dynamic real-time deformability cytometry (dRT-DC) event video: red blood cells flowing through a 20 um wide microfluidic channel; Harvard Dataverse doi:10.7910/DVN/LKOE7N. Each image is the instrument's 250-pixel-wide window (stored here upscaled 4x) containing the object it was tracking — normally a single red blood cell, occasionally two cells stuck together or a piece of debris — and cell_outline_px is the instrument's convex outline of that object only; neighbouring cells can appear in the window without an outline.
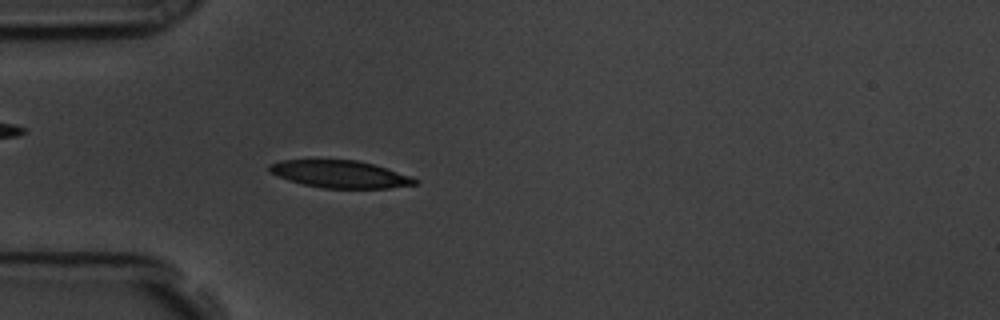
{"species": "common noctule bat (a hibernating species)", "species_latin": "Nyctalus noctula", "temperature_condition": "room temperature", "stored_images_in_passage": 56, "camera_frame_rate_fps": 3000, "um_per_image_px": 0.085, "animal": {"sex": "male", "body_mass_g": 19.5, "forearm_length_mm": 54.6}, "frame": {"image": 1, "passage_image": 15, "time_ms": 4.667, "image_size_px": [1000, 320], "cell_outline_px": [[420, 180], [416, 184], [388, 188], [324, 188], [304, 184], [288, 180], [268, 172], [268, 164], [280, 160], [356, 160], [372, 164], [412, 176]], "centroid_in_image_um": [28.89, 14.8], "position_along_channel_um": 56.1, "area_um2": 23.12}}
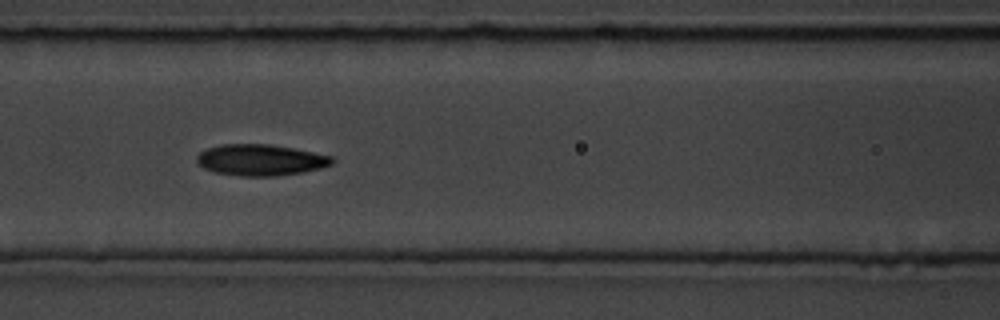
{"frame": {"image": 2, "passage_image": 23, "time_ms": 7.333, "image_size_px": [1000, 320], "cell_outline_px": [[336, 160], [332, 164], [320, 168], [304, 172], [276, 176], [240, 176], [216, 172], [204, 168], [196, 164], [196, 156], [200, 152], [208, 148], [220, 144], [268, 144], [292, 148], [332, 156]], "centroid_in_image_um": [22.13, 13.6], "position_along_channel_um": 144.5, "area_um2": 24.68}}
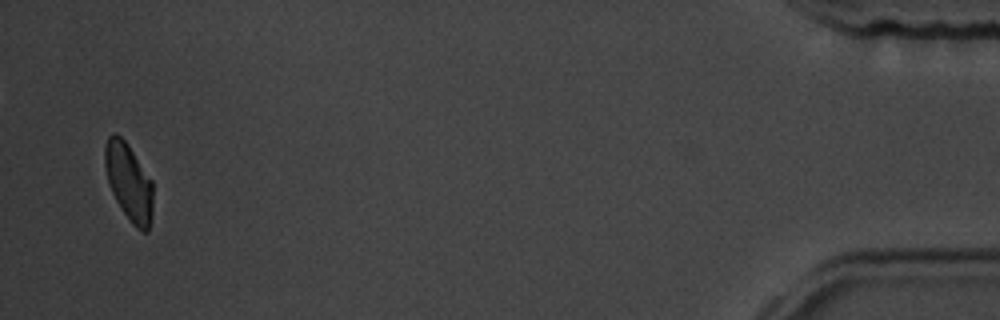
{"frame": {"image": 3, "passage_image": 54, "time_ms": 17.667, "image_size_px": [1000, 320], "cell_outline_px": [[152, 216], [148, 232], [144, 232], [136, 228], [128, 220], [116, 200], [112, 192], [108, 180], [104, 164], [104, 144], [108, 136], [112, 132], [116, 132], [128, 144], [152, 180]], "centroid_in_image_um": [10.94, 15.46], "position_along_channel_um": 424.3, "area_um2": 21.85}, "authors_computed_cell_mechanics": {"area_um2": 23.4957, "velocity_mm_per_s": 3.5347, "shape_relaxation_time_tau1_ms": 2.9557, "shape_relaxation_time_tau2_ms": 3.1332, "deformation_change_tau1": 0.1303, "deformation_change_tau2": 0.0862}}